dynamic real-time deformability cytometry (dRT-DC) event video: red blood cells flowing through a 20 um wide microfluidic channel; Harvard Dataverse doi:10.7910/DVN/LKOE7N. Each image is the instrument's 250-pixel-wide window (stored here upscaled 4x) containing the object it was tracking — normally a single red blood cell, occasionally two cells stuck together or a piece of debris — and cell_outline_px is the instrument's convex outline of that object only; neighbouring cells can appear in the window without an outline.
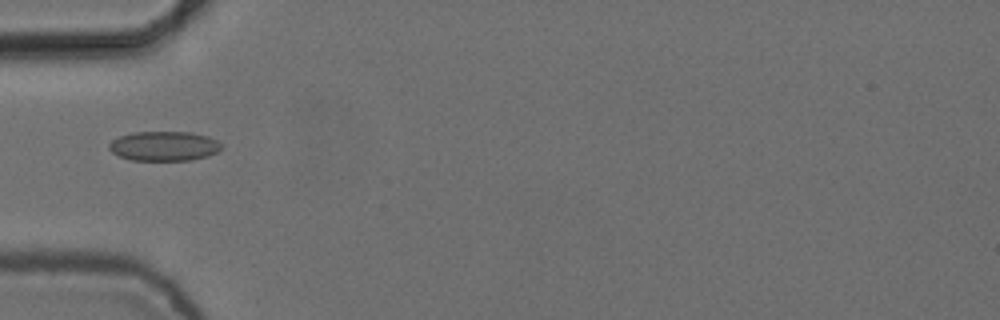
{"species": "common noctule bat (a hibernating species)", "species_latin": "Nyctalus noctula", "temperature_condition": "cold", "stored_images_in_passage": 1, "camera_frame_rate_fps": 3000, "um_per_image_px": 0.085, "animal": {"sex": "female", "body_mass_g": 24.6, "forearm_length_mm": 56.2}, "frame": {"image": 1, "passage_image": 1, "time_ms": 0.0, "image_size_px": [1000, 320], "cell_outline_px": [[224, 144], [216, 152], [208, 156], [192, 160], [132, 160], [120, 156], [112, 152], [108, 148], [108, 144], [112, 140], [120, 136], [132, 132], [192, 132], [208, 136]], "centroid_in_image_um": [13.95, 12.41], "position_along_channel_um": 71.0, "area_um2": 19.42}}